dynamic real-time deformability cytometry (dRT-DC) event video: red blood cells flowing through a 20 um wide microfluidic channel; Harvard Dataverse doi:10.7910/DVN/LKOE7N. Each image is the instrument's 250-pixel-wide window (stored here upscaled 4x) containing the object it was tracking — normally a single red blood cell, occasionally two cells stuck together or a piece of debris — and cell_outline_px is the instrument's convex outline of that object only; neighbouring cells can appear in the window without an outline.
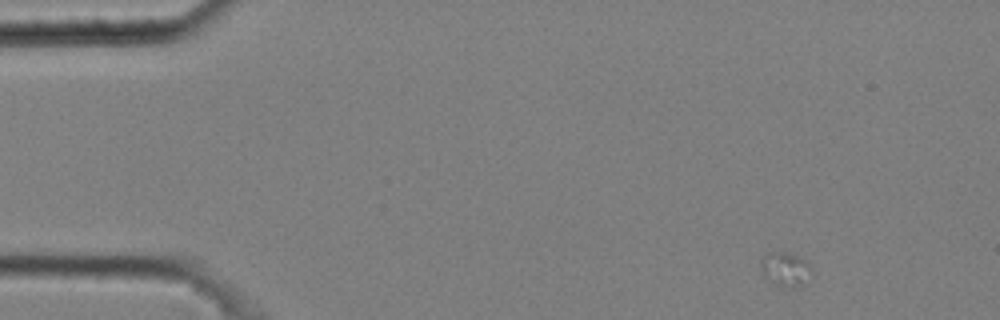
{"species": "common noctule bat (a hibernating species)", "species_latin": "Nyctalus noctula", "temperature_condition": "cold", "stored_images_in_passage": 2, "camera_frame_rate_fps": 3000, "um_per_image_px": 0.085, "animal": {"sex": "male", "body_mass_g": 20.4}, "frame": {"image": 1, "passage_image": 1, "time_ms": 0.0, "image_size_px": [1000, 320], "cell_outline_px": [[816, 276], [792, 288], [780, 288], [764, 280], [760, 268], [760, 260], [768, 252], [784, 252], [808, 260], [812, 264]], "centroid_in_image_um": [66.79, 22.92], "position_along_channel_um": 18.2, "area_um2": 10.92}}